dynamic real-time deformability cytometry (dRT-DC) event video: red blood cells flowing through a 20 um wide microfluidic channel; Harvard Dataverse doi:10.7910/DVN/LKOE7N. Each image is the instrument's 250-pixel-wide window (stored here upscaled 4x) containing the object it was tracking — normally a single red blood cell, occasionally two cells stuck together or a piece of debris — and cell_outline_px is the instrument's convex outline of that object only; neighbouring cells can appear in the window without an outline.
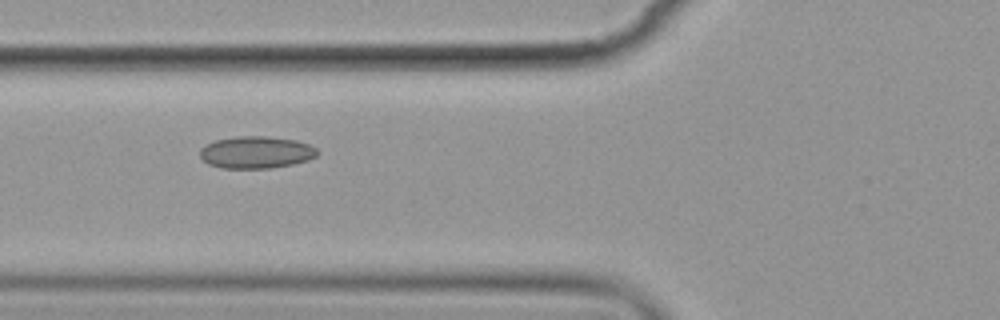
{"species": "common noctule bat (a hibernating species)", "species_latin": "Nyctalus noctula", "temperature_condition": "cold", "stored_images_in_passage": 11, "camera_frame_rate_fps": 3000, "um_per_image_px": 0.085, "animal": {"sex": "female", "body_mass_g": 19.9}, "frame": {"image": 1, "passage_image": 2, "time_ms": 1.0, "image_size_px": [1000, 320], "cell_outline_px": [[316, 156], [308, 160], [292, 164], [272, 168], [220, 168], [208, 164], [200, 156], [200, 148], [204, 144], [216, 140], [236, 136], [268, 136], [296, 140], [308, 144], [316, 148]], "centroid_in_image_um": [21.74, 12.94], "position_along_channel_um": 104.1, "area_um2": 22.02}}
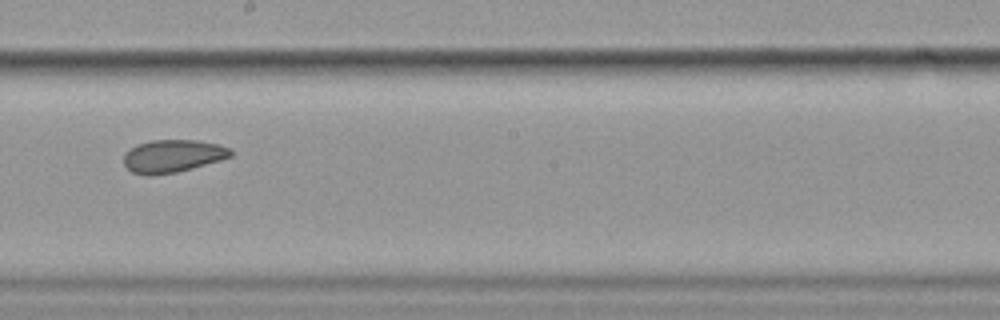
{"frame": {"image": 2, "passage_image": 5, "time_ms": 4.667, "image_size_px": [1000, 320], "cell_outline_px": [[232, 156], [220, 160], [192, 168], [176, 172], [152, 176], [148, 176], [132, 172], [124, 164], [124, 152], [136, 144], [152, 140], [196, 140], [216, 144], [232, 148]], "centroid_in_image_um": [14.65, 13.26], "position_along_channel_um": 233.5, "area_um2": 20.46}}
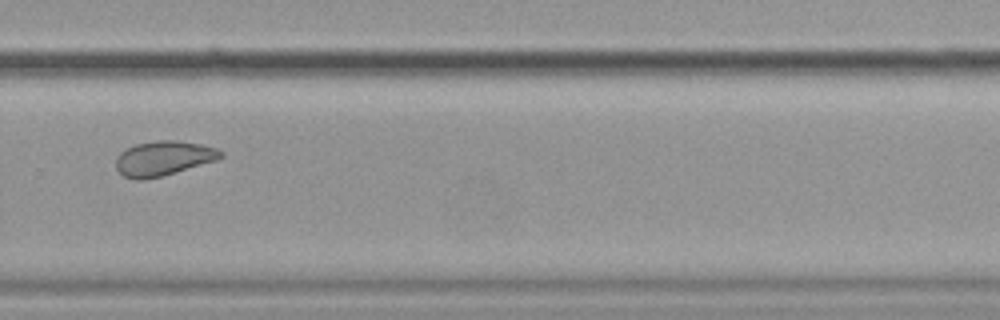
{"frame": {"image": 3, "passage_image": 7, "time_ms": 7.0, "image_size_px": [1000, 320], "cell_outline_px": [[224, 156], [216, 160], [160, 176], [144, 180], [136, 180], [124, 176], [116, 168], [116, 156], [120, 152], [136, 144], [156, 140], [176, 140], [200, 144], [216, 148], [224, 152]], "centroid_in_image_um": [13.88, 13.45], "position_along_channel_um": 315.9, "area_um2": 20.98}, "authors_computed_cell_mechanics": {"area_um2": 20.9814, "velocity_mm_per_s": 3.5371, "shape_relaxation_time_tau1_ms": 10.9041, "shape_relaxation_time_tau2_ms": 9.8424, "deformation_change_tau1": 0.0982, "deformation_change_tau2": 0.1448}}